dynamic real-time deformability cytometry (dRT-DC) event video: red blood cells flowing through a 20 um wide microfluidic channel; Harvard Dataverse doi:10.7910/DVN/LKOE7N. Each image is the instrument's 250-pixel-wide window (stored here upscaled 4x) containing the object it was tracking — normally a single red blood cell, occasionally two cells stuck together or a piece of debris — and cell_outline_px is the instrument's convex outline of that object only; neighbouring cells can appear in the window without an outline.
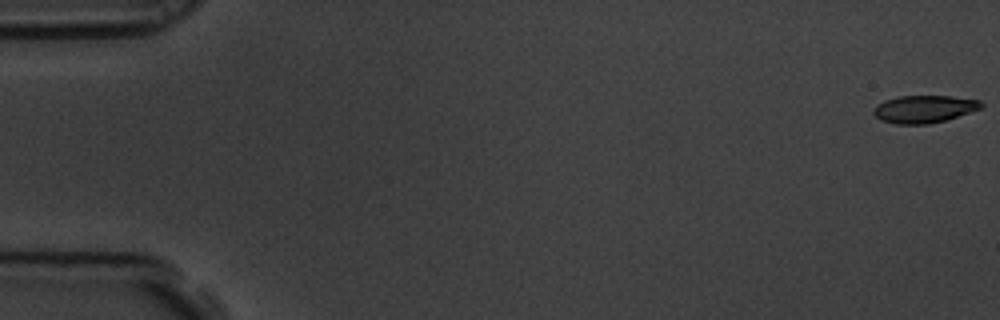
{"species": "common noctule bat (a hibernating species)", "species_latin": "Nyctalus noctula", "temperature_condition": "room temperature", "stored_images_in_passage": 18, "camera_frame_rate_fps": 3000, "um_per_image_px": 0.085, "animal": {"sex": "male", "body_mass_g": 19.5, "forearm_length_mm": 54.6}, "frame": {"image": 1, "passage_image": 1, "time_ms": 0.0, "image_size_px": [1000, 320], "cell_outline_px": [[984, 108], [944, 120], [928, 124], [896, 124], [880, 120], [872, 112], [872, 108], [876, 104], [884, 100], [896, 96], [952, 96], [980, 100], [984, 104]], "centroid_in_image_um": [78.53, 9.26], "position_along_channel_um": 6.5, "area_um2": 17.46}}
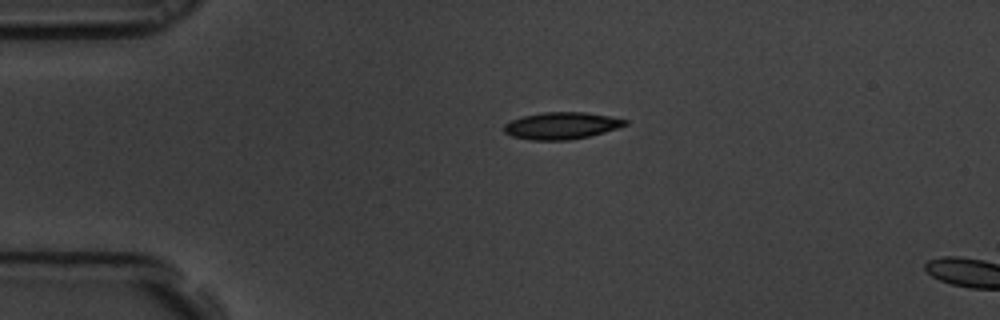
{"frame": {"image": 2, "passage_image": 14, "time_ms": 4.333, "image_size_px": [1000, 320], "cell_outline_px": [[628, 124], [604, 132], [588, 136], [568, 140], [532, 140], [512, 136], [504, 132], [504, 124], [512, 120], [524, 116], [544, 112], [584, 112], [608, 116], [628, 120]], "centroid_in_image_um": [47.71, 10.68], "position_along_channel_um": 37.3, "area_um2": 18.79}}